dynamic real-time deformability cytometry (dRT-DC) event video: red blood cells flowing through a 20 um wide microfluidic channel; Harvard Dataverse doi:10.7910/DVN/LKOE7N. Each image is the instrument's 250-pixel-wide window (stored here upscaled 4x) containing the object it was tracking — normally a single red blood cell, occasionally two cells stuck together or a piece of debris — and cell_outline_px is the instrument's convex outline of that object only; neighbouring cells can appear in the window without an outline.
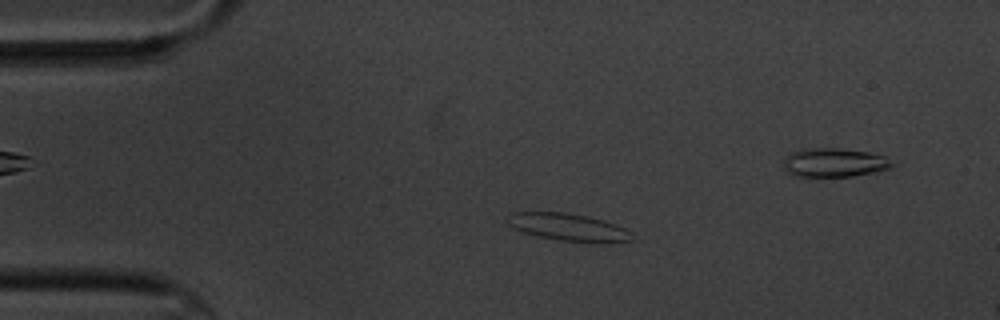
{"species": "common noctule bat (a hibernating species)", "species_latin": "Nyctalus noctula", "temperature_condition": "cold", "stored_images_in_passage": 6, "camera_frame_rate_fps": 3000, "um_per_image_px": 0.085, "animal": {"sex": "male", "body_mass_g": 20.1, "forearm_length_mm": 53.5}, "frame": {"image": 1, "passage_image": 4, "time_ms": 3.333, "image_size_px": [1000, 320], "cell_outline_px": [[632, 240], [608, 244], [592, 244], [560, 240], [536, 236], [512, 228], [508, 224], [508, 216], [512, 212], [564, 212], [588, 216], [604, 220], [624, 228], [632, 232]], "centroid_in_image_um": [48.36, 19.34], "position_along_channel_um": 36.6, "area_um2": 20.35}}